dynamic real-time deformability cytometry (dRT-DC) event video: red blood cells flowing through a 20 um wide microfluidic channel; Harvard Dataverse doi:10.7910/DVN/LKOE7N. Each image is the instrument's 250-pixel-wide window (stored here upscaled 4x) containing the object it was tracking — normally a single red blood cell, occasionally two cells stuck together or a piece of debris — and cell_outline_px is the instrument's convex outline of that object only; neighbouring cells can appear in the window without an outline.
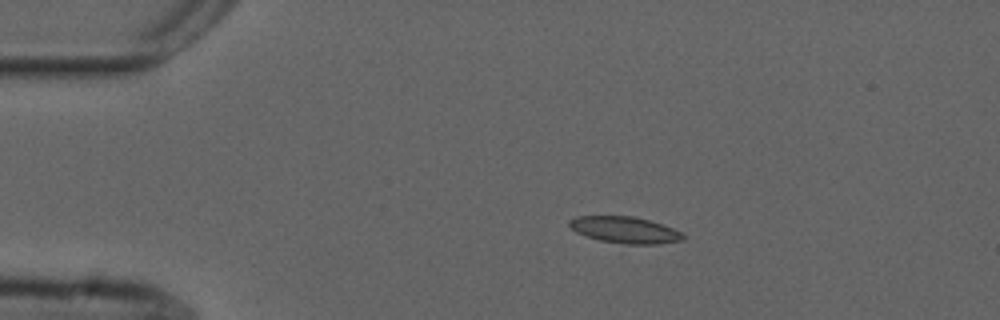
{"species": "common noctule bat (a hibernating species)", "species_latin": "Nyctalus noctula", "temperature_condition": "cold", "stored_images_in_passage": 6, "camera_frame_rate_fps": 3000, "um_per_image_px": 0.085, "animal": {"sex": "male", "forearm_length_mm": 52.5}, "frame": {"image": 1, "passage_image": 1, "time_ms": 0.0, "image_size_px": [1000, 320], "cell_outline_px": [[688, 236], [684, 240], [660, 244], [624, 244], [600, 240], [576, 232], [568, 224], [568, 220], [576, 216], [632, 216], [648, 220], [672, 228]], "centroid_in_image_um": [53.13, 19.55], "position_along_channel_um": 31.9, "area_um2": 17.51}}